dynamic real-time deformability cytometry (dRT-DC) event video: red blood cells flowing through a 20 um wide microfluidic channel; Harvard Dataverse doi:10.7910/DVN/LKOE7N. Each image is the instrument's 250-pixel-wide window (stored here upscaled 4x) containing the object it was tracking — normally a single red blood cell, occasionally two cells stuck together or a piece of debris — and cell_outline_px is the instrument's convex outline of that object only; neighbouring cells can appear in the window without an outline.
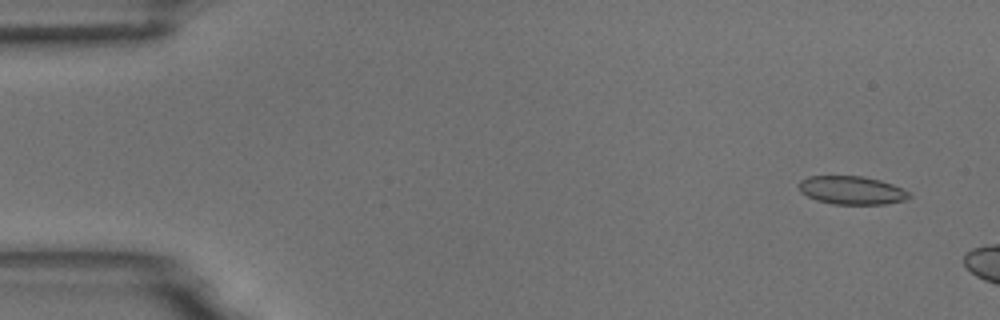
{"species": "common noctule bat (a hibernating species)", "species_latin": "Nyctalus noctula", "temperature_condition": "room temperature", "stored_images_in_passage": 4, "camera_frame_rate_fps": 3000, "um_per_image_px": 0.085, "animal": {"sex": "male", "body_mass_g": 18.8}, "frame": {"image": 1, "passage_image": 1, "time_ms": 0.0, "image_size_px": [1000, 320], "cell_outline_px": [[912, 196], [904, 200], [884, 204], [832, 204], [816, 200], [800, 192], [796, 184], [800, 180], [808, 176], [864, 176], [880, 180], [892, 184], [908, 192]], "centroid_in_image_um": [72.34, 16.17], "position_along_channel_um": 12.7, "area_um2": 18.26}}